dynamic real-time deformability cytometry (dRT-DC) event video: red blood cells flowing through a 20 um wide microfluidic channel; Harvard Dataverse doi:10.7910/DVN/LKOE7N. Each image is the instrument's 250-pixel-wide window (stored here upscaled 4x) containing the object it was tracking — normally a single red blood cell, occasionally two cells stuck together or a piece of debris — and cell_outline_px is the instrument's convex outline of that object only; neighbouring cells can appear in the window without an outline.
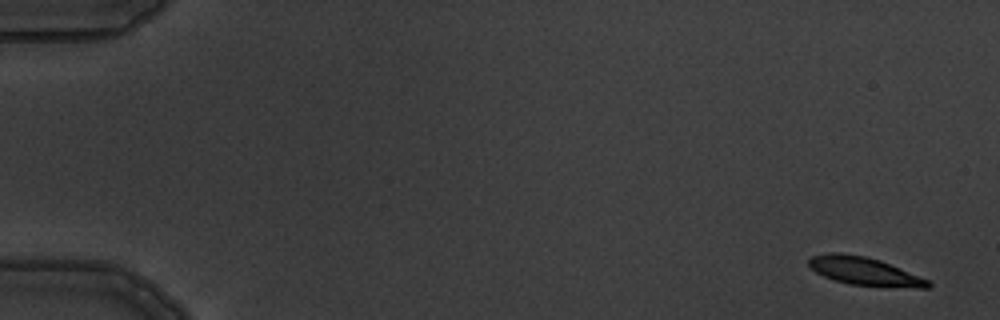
{"species": "common noctule bat (a hibernating species)", "species_latin": "Nyctalus noctula", "temperature_condition": "warm", "stored_images_in_passage": 7, "camera_frame_rate_fps": 3000, "um_per_image_px": 0.085, "animal": {"sex": "male", "body_mass_g": 19.5, "forearm_length_mm": 54.6}, "frame": {"image": 1, "passage_image": 1, "time_ms": 0.0, "image_size_px": [1000, 320], "cell_outline_px": [[932, 284], [928, 288], [916, 288], [848, 284], [832, 280], [816, 272], [808, 264], [808, 260], [812, 256], [828, 252], [840, 252], [864, 256], [880, 260], [928, 280]], "centroid_in_image_um": [73.44, 23.05], "position_along_channel_um": 11.6, "area_um2": 19.42}}